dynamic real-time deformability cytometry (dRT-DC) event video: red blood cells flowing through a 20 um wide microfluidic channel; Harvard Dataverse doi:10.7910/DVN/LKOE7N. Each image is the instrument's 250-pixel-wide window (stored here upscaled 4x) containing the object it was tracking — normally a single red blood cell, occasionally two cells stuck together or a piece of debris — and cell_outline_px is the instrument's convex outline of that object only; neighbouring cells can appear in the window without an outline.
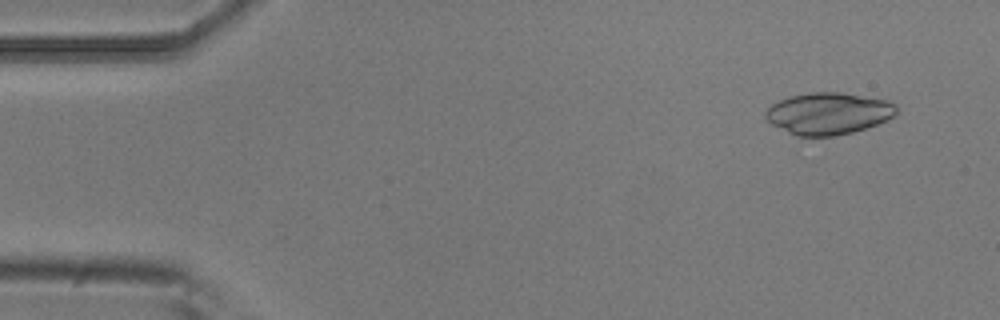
{"species": "common noctule bat (a hibernating species)", "species_latin": "Nyctalus noctula", "temperature_condition": "room temperature", "stored_images_in_passage": 4, "camera_frame_rate_fps": 3000, "um_per_image_px": 0.085, "animal": {"sex": "male", "body_mass_g": 20.5, "forearm_length_mm": 52.5}, "frame": {"image": 1, "passage_image": 2, "time_ms": 0.333, "image_size_px": [1000, 320], "cell_outline_px": [[896, 116], [888, 120], [852, 132], [836, 136], [796, 136], [772, 124], [764, 116], [764, 112], [772, 104], [780, 100], [792, 96], [812, 92], [840, 92], [888, 100], [896, 104]], "centroid_in_image_um": [70.43, 9.64], "position_along_channel_um": 14.6, "area_um2": 31.85}}